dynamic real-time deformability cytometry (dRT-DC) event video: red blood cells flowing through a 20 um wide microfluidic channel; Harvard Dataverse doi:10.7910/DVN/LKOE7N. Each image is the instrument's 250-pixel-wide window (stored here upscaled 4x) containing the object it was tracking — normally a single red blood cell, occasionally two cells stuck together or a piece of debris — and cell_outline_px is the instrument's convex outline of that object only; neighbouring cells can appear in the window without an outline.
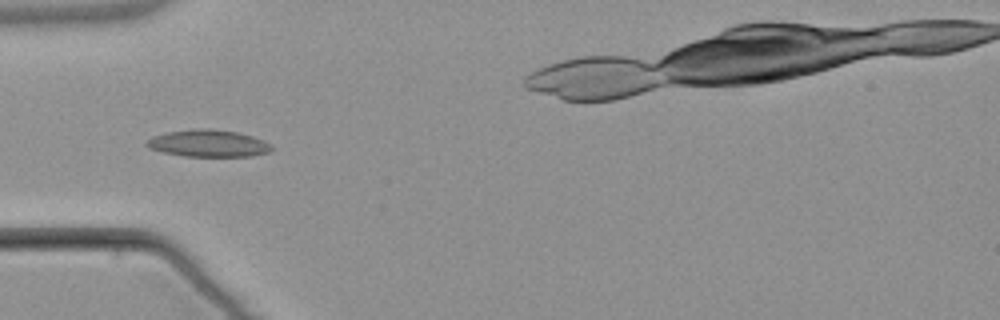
{"species": "common noctule bat (a hibernating species)", "species_latin": "Nyctalus noctula", "temperature_condition": "warm", "stored_images_in_passage": 5, "camera_frame_rate_fps": 3000, "um_per_image_px": 0.085, "animal": {"sex": "male", "body_mass_g": 21.5, "forearm_length_mm": 52.0}, "frame": {"image": 1, "passage_image": 4, "time_ms": 3.667, "image_size_px": [1000, 320], "cell_outline_px": [[272, 148], [268, 152], [252, 156], [184, 156], [164, 152], [148, 148], [144, 144], [152, 136], [168, 132], [192, 128], [212, 128], [236, 132], [252, 136], [264, 140], [272, 144]], "centroid_in_image_um": [17.7, 12.17], "position_along_channel_um": 67.3, "area_um2": 19.77}}